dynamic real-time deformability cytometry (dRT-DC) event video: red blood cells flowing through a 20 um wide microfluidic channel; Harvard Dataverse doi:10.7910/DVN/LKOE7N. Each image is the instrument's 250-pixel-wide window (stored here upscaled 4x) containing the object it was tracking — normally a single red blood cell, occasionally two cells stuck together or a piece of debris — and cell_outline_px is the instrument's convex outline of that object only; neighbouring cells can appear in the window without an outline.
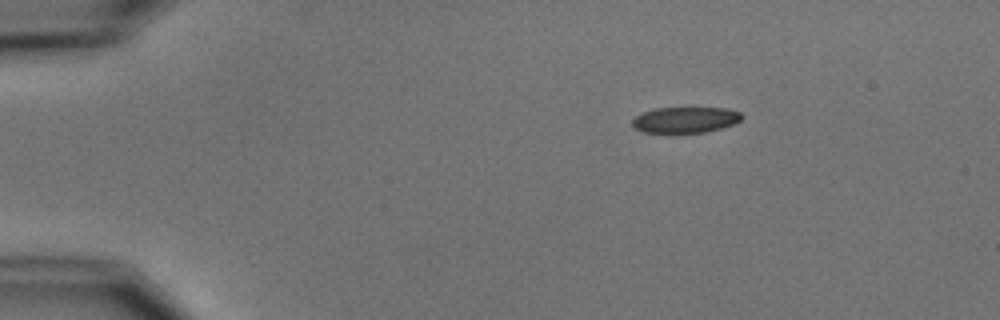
{"species": "common noctule bat (a hibernating species)", "species_latin": "Nyctalus noctula", "temperature_condition": "cold", "stored_images_in_passage": 2, "camera_frame_rate_fps": 3000, "um_per_image_px": 0.085, "animal": {"sex": "male", "body_mass_g": 15.6}, "frame": {"image": 1, "passage_image": 1, "time_ms": 0.0, "image_size_px": [1000, 320], "cell_outline_px": [[744, 116], [740, 120], [732, 124], [720, 128], [704, 132], [644, 132], [636, 128], [632, 124], [632, 120], [636, 116], [644, 112], [656, 108], [728, 108], [740, 112]], "centroid_in_image_um": [58.27, 10.17], "position_along_channel_um": 26.7, "area_um2": 16.24}}